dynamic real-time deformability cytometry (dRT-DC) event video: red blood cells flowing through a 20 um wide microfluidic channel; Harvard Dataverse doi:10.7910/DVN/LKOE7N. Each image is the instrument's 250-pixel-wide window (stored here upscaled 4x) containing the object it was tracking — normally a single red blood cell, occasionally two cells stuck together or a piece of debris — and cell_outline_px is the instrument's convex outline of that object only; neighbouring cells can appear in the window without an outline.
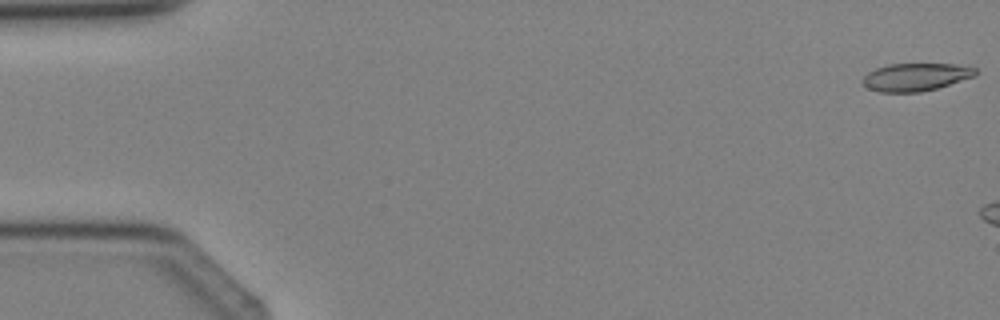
{"species": "Egyptian fruit bat (a non-hibernating species)", "species_latin": "Rousettus aegyptiacus", "temperature_condition": "cold", "stored_images_in_passage": 4, "camera_frame_rate_fps": 3000, "um_per_image_px": 0.085, "animal": {"sex": "female"}, "frame": {"image": 1, "passage_image": 1, "time_ms": 0.0, "image_size_px": [1000, 320], "cell_outline_px": [[976, 76], [936, 88], [920, 92], [880, 92], [868, 88], [864, 84], [864, 76], [868, 72], [876, 68], [888, 64], [956, 64], [976, 68]], "centroid_in_image_um": [77.85, 6.54], "position_along_channel_um": 7.2, "area_um2": 18.09}}